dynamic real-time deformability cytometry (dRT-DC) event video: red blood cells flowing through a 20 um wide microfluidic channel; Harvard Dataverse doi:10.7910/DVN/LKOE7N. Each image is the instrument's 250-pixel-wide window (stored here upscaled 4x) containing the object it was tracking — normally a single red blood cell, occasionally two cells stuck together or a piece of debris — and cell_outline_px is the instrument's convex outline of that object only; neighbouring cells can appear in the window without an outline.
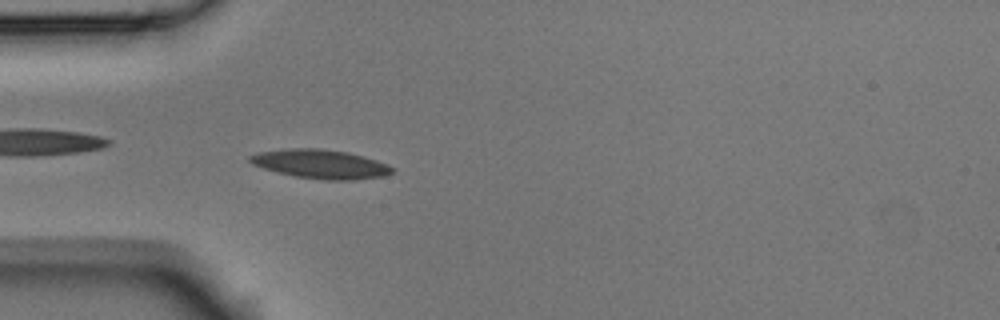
{"species": "Egyptian fruit bat (a non-hibernating species)", "species_latin": "Rousettus aegyptiacus", "temperature_condition": "room temperature", "stored_images_in_passage": 3, "camera_frame_rate_fps": 3000, "um_per_image_px": 0.085, "animal": {"sex": "male"}, "frame": {"image": 1, "passage_image": 3, "time_ms": 0.667, "image_size_px": [1000, 320], "cell_outline_px": [[392, 172], [384, 176], [352, 180], [324, 180], [296, 176], [276, 172], [252, 164], [248, 160], [248, 156], [260, 152], [292, 148], [316, 148], [348, 152], [376, 160], [388, 164], [392, 168]], "centroid_in_image_um": [27.23, 13.94], "position_along_channel_um": 57.8, "area_um2": 23.81}}